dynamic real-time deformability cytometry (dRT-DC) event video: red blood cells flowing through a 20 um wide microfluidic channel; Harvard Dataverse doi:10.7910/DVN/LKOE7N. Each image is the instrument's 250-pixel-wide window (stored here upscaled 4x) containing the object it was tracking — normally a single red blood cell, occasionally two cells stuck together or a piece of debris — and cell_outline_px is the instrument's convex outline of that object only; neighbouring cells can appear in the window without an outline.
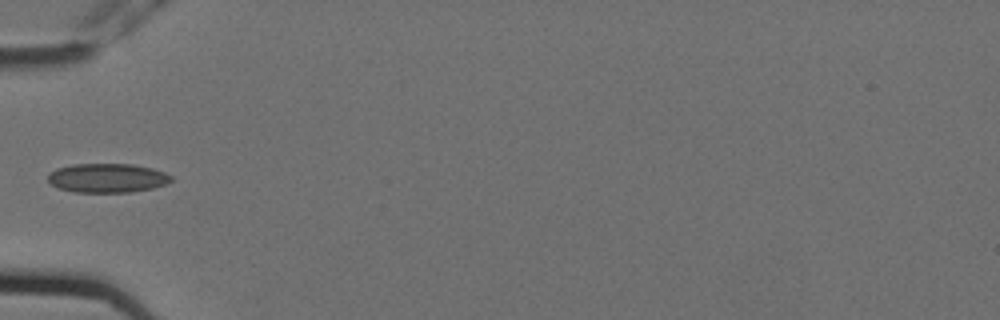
{"species": "Egyptian fruit bat (a non-hibernating species)", "species_latin": "Rousettus aegyptiacus", "temperature_condition": "cold", "stored_images_in_passage": 1, "camera_frame_rate_fps": 3000, "um_per_image_px": 0.085, "animal": {"sex": "female"}, "frame": {"image": 1, "passage_image": 1, "time_ms": 0.0, "image_size_px": [1000, 320], "cell_outline_px": [[172, 180], [164, 184], [152, 188], [132, 192], [72, 192], [56, 188], [48, 180], [48, 172], [56, 168], [72, 164], [132, 164], [152, 168], [164, 172], [172, 176]], "centroid_in_image_um": [9.07, 15.13], "position_along_channel_um": 75.9, "area_um2": 21.04}}